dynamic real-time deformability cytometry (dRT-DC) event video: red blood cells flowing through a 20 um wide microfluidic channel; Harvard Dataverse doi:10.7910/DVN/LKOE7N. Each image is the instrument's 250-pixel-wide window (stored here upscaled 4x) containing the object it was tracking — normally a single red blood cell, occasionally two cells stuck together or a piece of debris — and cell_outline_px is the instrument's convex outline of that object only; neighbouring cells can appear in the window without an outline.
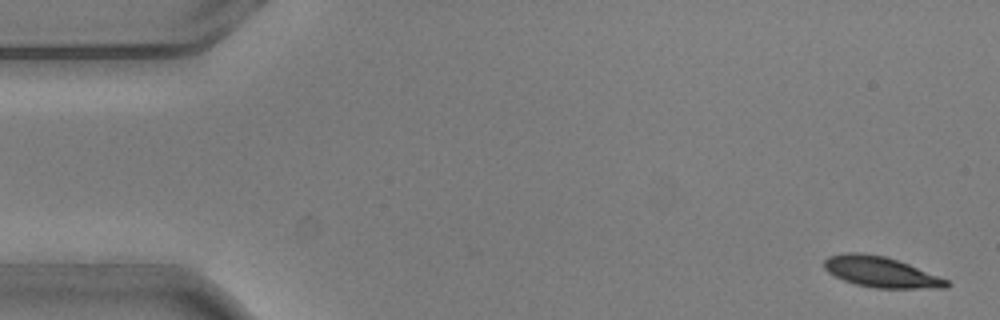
{"species": "common noctule bat (a hibernating species)", "species_latin": "Nyctalus noctula", "temperature_condition": "warm", "stored_images_in_passage": 5, "camera_frame_rate_fps": 3000, "um_per_image_px": 0.085, "animal": {"sex": "male", "body_mass_g": 20.5, "forearm_length_mm": 52.5}, "frame": {"image": 1, "passage_image": 1, "time_ms": 0.0, "image_size_px": [1000, 320], "cell_outline_px": [[952, 284], [948, 288], [876, 288], [856, 284], [844, 280], [828, 272], [824, 268], [824, 260], [828, 256], [840, 252], [860, 252], [884, 256], [908, 264], [948, 280]], "centroid_in_image_um": [74.86, 23.11], "position_along_channel_um": 10.1, "area_um2": 21.79}}
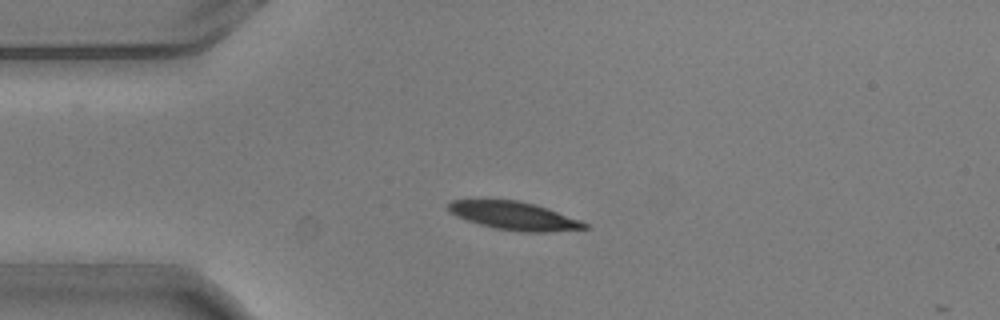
{"frame": {"image": 2, "passage_image": 4, "time_ms": 1.0, "image_size_px": [1000, 320], "cell_outline_px": [[588, 228], [548, 232], [524, 232], [496, 228], [480, 224], [456, 216], [448, 208], [448, 204], [452, 200], [516, 200], [536, 204], [548, 208], [580, 220], [588, 224]], "centroid_in_image_um": [43.74, 18.34], "position_along_channel_um": 41.3, "area_um2": 22.08}}